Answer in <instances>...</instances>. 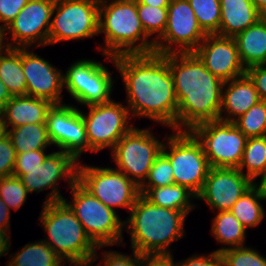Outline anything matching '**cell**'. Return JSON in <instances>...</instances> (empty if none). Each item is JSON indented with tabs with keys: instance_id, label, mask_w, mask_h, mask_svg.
<instances>
[{
	"instance_id": "obj_1",
	"label": "cell",
	"mask_w": 266,
	"mask_h": 266,
	"mask_svg": "<svg viewBox=\"0 0 266 266\" xmlns=\"http://www.w3.org/2000/svg\"><path fill=\"white\" fill-rule=\"evenodd\" d=\"M119 70L131 117L149 118L177 131L178 101L169 64L163 54L106 55Z\"/></svg>"
},
{
	"instance_id": "obj_2",
	"label": "cell",
	"mask_w": 266,
	"mask_h": 266,
	"mask_svg": "<svg viewBox=\"0 0 266 266\" xmlns=\"http://www.w3.org/2000/svg\"><path fill=\"white\" fill-rule=\"evenodd\" d=\"M178 101L177 131L219 119L223 81L194 52L164 54ZM185 128V129H183Z\"/></svg>"
},
{
	"instance_id": "obj_3",
	"label": "cell",
	"mask_w": 266,
	"mask_h": 266,
	"mask_svg": "<svg viewBox=\"0 0 266 266\" xmlns=\"http://www.w3.org/2000/svg\"><path fill=\"white\" fill-rule=\"evenodd\" d=\"M186 217L183 211L155 206L140 195L124 221L132 250L139 254L171 253V243L185 236Z\"/></svg>"
},
{
	"instance_id": "obj_4",
	"label": "cell",
	"mask_w": 266,
	"mask_h": 266,
	"mask_svg": "<svg viewBox=\"0 0 266 266\" xmlns=\"http://www.w3.org/2000/svg\"><path fill=\"white\" fill-rule=\"evenodd\" d=\"M108 1L99 0L98 32L105 35V46H99L102 54L116 57L153 53L155 42L141 24L137 0H113L109 4ZM138 41L141 42L137 44Z\"/></svg>"
},
{
	"instance_id": "obj_5",
	"label": "cell",
	"mask_w": 266,
	"mask_h": 266,
	"mask_svg": "<svg viewBox=\"0 0 266 266\" xmlns=\"http://www.w3.org/2000/svg\"><path fill=\"white\" fill-rule=\"evenodd\" d=\"M41 226L48 233L43 240L62 260L93 257L97 246L83 229L70 207L62 200L42 205Z\"/></svg>"
},
{
	"instance_id": "obj_6",
	"label": "cell",
	"mask_w": 266,
	"mask_h": 266,
	"mask_svg": "<svg viewBox=\"0 0 266 266\" xmlns=\"http://www.w3.org/2000/svg\"><path fill=\"white\" fill-rule=\"evenodd\" d=\"M72 201H63L70 207L83 229L97 246H111L123 243L124 221L116 211L105 206L87 191L78 181L71 187ZM73 203V204H72Z\"/></svg>"
},
{
	"instance_id": "obj_7",
	"label": "cell",
	"mask_w": 266,
	"mask_h": 266,
	"mask_svg": "<svg viewBox=\"0 0 266 266\" xmlns=\"http://www.w3.org/2000/svg\"><path fill=\"white\" fill-rule=\"evenodd\" d=\"M166 140L161 152L171 163L175 184L197 196L211 168L201 143L190 131H177Z\"/></svg>"
},
{
	"instance_id": "obj_8",
	"label": "cell",
	"mask_w": 266,
	"mask_h": 266,
	"mask_svg": "<svg viewBox=\"0 0 266 266\" xmlns=\"http://www.w3.org/2000/svg\"><path fill=\"white\" fill-rule=\"evenodd\" d=\"M190 132L201 143L211 167L238 168L248 138L234 122L209 121L197 125Z\"/></svg>"
},
{
	"instance_id": "obj_9",
	"label": "cell",
	"mask_w": 266,
	"mask_h": 266,
	"mask_svg": "<svg viewBox=\"0 0 266 266\" xmlns=\"http://www.w3.org/2000/svg\"><path fill=\"white\" fill-rule=\"evenodd\" d=\"M160 142L149 129L133 127L114 146L112 158L117 169L138 187L146 180L155 158L161 153Z\"/></svg>"
},
{
	"instance_id": "obj_10",
	"label": "cell",
	"mask_w": 266,
	"mask_h": 266,
	"mask_svg": "<svg viewBox=\"0 0 266 266\" xmlns=\"http://www.w3.org/2000/svg\"><path fill=\"white\" fill-rule=\"evenodd\" d=\"M52 18L48 45L92 38L99 34V0H55Z\"/></svg>"
},
{
	"instance_id": "obj_11",
	"label": "cell",
	"mask_w": 266,
	"mask_h": 266,
	"mask_svg": "<svg viewBox=\"0 0 266 266\" xmlns=\"http://www.w3.org/2000/svg\"><path fill=\"white\" fill-rule=\"evenodd\" d=\"M77 181L105 206L113 209L134 206L140 196L139 187L123 172L114 168L83 165L77 167Z\"/></svg>"
},
{
	"instance_id": "obj_12",
	"label": "cell",
	"mask_w": 266,
	"mask_h": 266,
	"mask_svg": "<svg viewBox=\"0 0 266 266\" xmlns=\"http://www.w3.org/2000/svg\"><path fill=\"white\" fill-rule=\"evenodd\" d=\"M88 114L82 113L89 151L99 152L114 148L115 144L134 126L127 106L120 102H110L88 106ZM128 123V124H127Z\"/></svg>"
},
{
	"instance_id": "obj_13",
	"label": "cell",
	"mask_w": 266,
	"mask_h": 266,
	"mask_svg": "<svg viewBox=\"0 0 266 266\" xmlns=\"http://www.w3.org/2000/svg\"><path fill=\"white\" fill-rule=\"evenodd\" d=\"M206 36L189 1L171 0L167 25L163 35L155 42L154 52L163 55L194 52Z\"/></svg>"
},
{
	"instance_id": "obj_14",
	"label": "cell",
	"mask_w": 266,
	"mask_h": 266,
	"mask_svg": "<svg viewBox=\"0 0 266 266\" xmlns=\"http://www.w3.org/2000/svg\"><path fill=\"white\" fill-rule=\"evenodd\" d=\"M64 88L79 104L87 106L110 102L113 91L111 73L102 63L78 60L63 74Z\"/></svg>"
},
{
	"instance_id": "obj_15",
	"label": "cell",
	"mask_w": 266,
	"mask_h": 266,
	"mask_svg": "<svg viewBox=\"0 0 266 266\" xmlns=\"http://www.w3.org/2000/svg\"><path fill=\"white\" fill-rule=\"evenodd\" d=\"M78 162L72 155L57 151L50 153L46 159L33 169H13V175L19 177L28 192H40L52 188L43 202L52 203L64 198L57 187L62 177L71 187L77 181Z\"/></svg>"
},
{
	"instance_id": "obj_16",
	"label": "cell",
	"mask_w": 266,
	"mask_h": 266,
	"mask_svg": "<svg viewBox=\"0 0 266 266\" xmlns=\"http://www.w3.org/2000/svg\"><path fill=\"white\" fill-rule=\"evenodd\" d=\"M55 0H29L15 19L5 28L12 42H6L9 48H30L47 46Z\"/></svg>"
},
{
	"instance_id": "obj_17",
	"label": "cell",
	"mask_w": 266,
	"mask_h": 266,
	"mask_svg": "<svg viewBox=\"0 0 266 266\" xmlns=\"http://www.w3.org/2000/svg\"><path fill=\"white\" fill-rule=\"evenodd\" d=\"M46 126L52 145L72 155L77 161L89 151L82 112L72 105H53L47 113Z\"/></svg>"
},
{
	"instance_id": "obj_18",
	"label": "cell",
	"mask_w": 266,
	"mask_h": 266,
	"mask_svg": "<svg viewBox=\"0 0 266 266\" xmlns=\"http://www.w3.org/2000/svg\"><path fill=\"white\" fill-rule=\"evenodd\" d=\"M254 182L238 168L211 167L197 199L204 200L218 212L230 211L234 203L252 186Z\"/></svg>"
},
{
	"instance_id": "obj_19",
	"label": "cell",
	"mask_w": 266,
	"mask_h": 266,
	"mask_svg": "<svg viewBox=\"0 0 266 266\" xmlns=\"http://www.w3.org/2000/svg\"><path fill=\"white\" fill-rule=\"evenodd\" d=\"M194 53L205 68L223 82L246 74L234 37L207 34Z\"/></svg>"
},
{
	"instance_id": "obj_20",
	"label": "cell",
	"mask_w": 266,
	"mask_h": 266,
	"mask_svg": "<svg viewBox=\"0 0 266 266\" xmlns=\"http://www.w3.org/2000/svg\"><path fill=\"white\" fill-rule=\"evenodd\" d=\"M22 48V69L26 78V95L44 99L57 105L62 104L64 87L62 72L49 61Z\"/></svg>"
},
{
	"instance_id": "obj_21",
	"label": "cell",
	"mask_w": 266,
	"mask_h": 266,
	"mask_svg": "<svg viewBox=\"0 0 266 266\" xmlns=\"http://www.w3.org/2000/svg\"><path fill=\"white\" fill-rule=\"evenodd\" d=\"M259 101L255 85L247 74L226 81L222 86L219 120L234 122ZM223 112L226 115L223 116Z\"/></svg>"
},
{
	"instance_id": "obj_22",
	"label": "cell",
	"mask_w": 266,
	"mask_h": 266,
	"mask_svg": "<svg viewBox=\"0 0 266 266\" xmlns=\"http://www.w3.org/2000/svg\"><path fill=\"white\" fill-rule=\"evenodd\" d=\"M54 104L31 96H13L1 109L8 128L26 124L46 123L47 113Z\"/></svg>"
},
{
	"instance_id": "obj_23",
	"label": "cell",
	"mask_w": 266,
	"mask_h": 266,
	"mask_svg": "<svg viewBox=\"0 0 266 266\" xmlns=\"http://www.w3.org/2000/svg\"><path fill=\"white\" fill-rule=\"evenodd\" d=\"M220 10V28L216 34L223 37H235L263 17L252 0H220Z\"/></svg>"
},
{
	"instance_id": "obj_24",
	"label": "cell",
	"mask_w": 266,
	"mask_h": 266,
	"mask_svg": "<svg viewBox=\"0 0 266 266\" xmlns=\"http://www.w3.org/2000/svg\"><path fill=\"white\" fill-rule=\"evenodd\" d=\"M241 63L248 67L266 64V16L234 37Z\"/></svg>"
},
{
	"instance_id": "obj_25",
	"label": "cell",
	"mask_w": 266,
	"mask_h": 266,
	"mask_svg": "<svg viewBox=\"0 0 266 266\" xmlns=\"http://www.w3.org/2000/svg\"><path fill=\"white\" fill-rule=\"evenodd\" d=\"M142 195L151 204L172 210H180L187 215L195 208L191 198L196 196L186 187L172 184L156 188H139Z\"/></svg>"
},
{
	"instance_id": "obj_26",
	"label": "cell",
	"mask_w": 266,
	"mask_h": 266,
	"mask_svg": "<svg viewBox=\"0 0 266 266\" xmlns=\"http://www.w3.org/2000/svg\"><path fill=\"white\" fill-rule=\"evenodd\" d=\"M0 79L12 96H25L27 82L22 69V48H7L0 53Z\"/></svg>"
},
{
	"instance_id": "obj_27",
	"label": "cell",
	"mask_w": 266,
	"mask_h": 266,
	"mask_svg": "<svg viewBox=\"0 0 266 266\" xmlns=\"http://www.w3.org/2000/svg\"><path fill=\"white\" fill-rule=\"evenodd\" d=\"M212 224L211 233L217 242L228 245V247L219 248L216 252L221 253L229 248L245 246L246 228L230 211L218 212Z\"/></svg>"
},
{
	"instance_id": "obj_28",
	"label": "cell",
	"mask_w": 266,
	"mask_h": 266,
	"mask_svg": "<svg viewBox=\"0 0 266 266\" xmlns=\"http://www.w3.org/2000/svg\"><path fill=\"white\" fill-rule=\"evenodd\" d=\"M8 136L11 138L16 153L46 149L52 145L48 137L46 123H29L9 128Z\"/></svg>"
},
{
	"instance_id": "obj_29",
	"label": "cell",
	"mask_w": 266,
	"mask_h": 266,
	"mask_svg": "<svg viewBox=\"0 0 266 266\" xmlns=\"http://www.w3.org/2000/svg\"><path fill=\"white\" fill-rule=\"evenodd\" d=\"M264 200L259 188L254 184L232 206L230 212L247 229L258 226L264 218V208L260 201Z\"/></svg>"
},
{
	"instance_id": "obj_30",
	"label": "cell",
	"mask_w": 266,
	"mask_h": 266,
	"mask_svg": "<svg viewBox=\"0 0 266 266\" xmlns=\"http://www.w3.org/2000/svg\"><path fill=\"white\" fill-rule=\"evenodd\" d=\"M6 266H56L61 258L43 240L24 245Z\"/></svg>"
},
{
	"instance_id": "obj_31",
	"label": "cell",
	"mask_w": 266,
	"mask_h": 266,
	"mask_svg": "<svg viewBox=\"0 0 266 266\" xmlns=\"http://www.w3.org/2000/svg\"><path fill=\"white\" fill-rule=\"evenodd\" d=\"M238 169L254 183L266 174V136L247 139Z\"/></svg>"
},
{
	"instance_id": "obj_32",
	"label": "cell",
	"mask_w": 266,
	"mask_h": 266,
	"mask_svg": "<svg viewBox=\"0 0 266 266\" xmlns=\"http://www.w3.org/2000/svg\"><path fill=\"white\" fill-rule=\"evenodd\" d=\"M234 124L247 138L266 136V102L254 104Z\"/></svg>"
},
{
	"instance_id": "obj_33",
	"label": "cell",
	"mask_w": 266,
	"mask_h": 266,
	"mask_svg": "<svg viewBox=\"0 0 266 266\" xmlns=\"http://www.w3.org/2000/svg\"><path fill=\"white\" fill-rule=\"evenodd\" d=\"M199 26L206 34H216L220 28V0H188Z\"/></svg>"
},
{
	"instance_id": "obj_34",
	"label": "cell",
	"mask_w": 266,
	"mask_h": 266,
	"mask_svg": "<svg viewBox=\"0 0 266 266\" xmlns=\"http://www.w3.org/2000/svg\"><path fill=\"white\" fill-rule=\"evenodd\" d=\"M137 12L145 33L156 42L164 33L167 25L168 7H155L140 4L137 1Z\"/></svg>"
},
{
	"instance_id": "obj_35",
	"label": "cell",
	"mask_w": 266,
	"mask_h": 266,
	"mask_svg": "<svg viewBox=\"0 0 266 266\" xmlns=\"http://www.w3.org/2000/svg\"><path fill=\"white\" fill-rule=\"evenodd\" d=\"M29 192L22 184L19 177L14 175L0 178V198L11 210L20 209L26 201Z\"/></svg>"
},
{
	"instance_id": "obj_36",
	"label": "cell",
	"mask_w": 266,
	"mask_h": 266,
	"mask_svg": "<svg viewBox=\"0 0 266 266\" xmlns=\"http://www.w3.org/2000/svg\"><path fill=\"white\" fill-rule=\"evenodd\" d=\"M220 255L222 266H266V257L246 246L226 249Z\"/></svg>"
},
{
	"instance_id": "obj_37",
	"label": "cell",
	"mask_w": 266,
	"mask_h": 266,
	"mask_svg": "<svg viewBox=\"0 0 266 266\" xmlns=\"http://www.w3.org/2000/svg\"><path fill=\"white\" fill-rule=\"evenodd\" d=\"M175 184L169 159L161 152L149 170L145 182L139 188H156Z\"/></svg>"
},
{
	"instance_id": "obj_38",
	"label": "cell",
	"mask_w": 266,
	"mask_h": 266,
	"mask_svg": "<svg viewBox=\"0 0 266 266\" xmlns=\"http://www.w3.org/2000/svg\"><path fill=\"white\" fill-rule=\"evenodd\" d=\"M16 152L9 136L0 140V178L13 175Z\"/></svg>"
},
{
	"instance_id": "obj_39",
	"label": "cell",
	"mask_w": 266,
	"mask_h": 266,
	"mask_svg": "<svg viewBox=\"0 0 266 266\" xmlns=\"http://www.w3.org/2000/svg\"><path fill=\"white\" fill-rule=\"evenodd\" d=\"M103 265L101 266H140V254L133 250V257L118 251H104Z\"/></svg>"
},
{
	"instance_id": "obj_40",
	"label": "cell",
	"mask_w": 266,
	"mask_h": 266,
	"mask_svg": "<svg viewBox=\"0 0 266 266\" xmlns=\"http://www.w3.org/2000/svg\"><path fill=\"white\" fill-rule=\"evenodd\" d=\"M48 155L45 153V149L16 153L14 169H33L41 164Z\"/></svg>"
},
{
	"instance_id": "obj_41",
	"label": "cell",
	"mask_w": 266,
	"mask_h": 266,
	"mask_svg": "<svg viewBox=\"0 0 266 266\" xmlns=\"http://www.w3.org/2000/svg\"><path fill=\"white\" fill-rule=\"evenodd\" d=\"M29 0H0V22L6 28Z\"/></svg>"
},
{
	"instance_id": "obj_42",
	"label": "cell",
	"mask_w": 266,
	"mask_h": 266,
	"mask_svg": "<svg viewBox=\"0 0 266 266\" xmlns=\"http://www.w3.org/2000/svg\"><path fill=\"white\" fill-rule=\"evenodd\" d=\"M246 74L254 83L260 100L266 102V64L248 67Z\"/></svg>"
},
{
	"instance_id": "obj_43",
	"label": "cell",
	"mask_w": 266,
	"mask_h": 266,
	"mask_svg": "<svg viewBox=\"0 0 266 266\" xmlns=\"http://www.w3.org/2000/svg\"><path fill=\"white\" fill-rule=\"evenodd\" d=\"M175 266H222L220 253L213 251L207 255H194L188 259L175 263Z\"/></svg>"
},
{
	"instance_id": "obj_44",
	"label": "cell",
	"mask_w": 266,
	"mask_h": 266,
	"mask_svg": "<svg viewBox=\"0 0 266 266\" xmlns=\"http://www.w3.org/2000/svg\"><path fill=\"white\" fill-rule=\"evenodd\" d=\"M172 253L140 254V266H175Z\"/></svg>"
},
{
	"instance_id": "obj_45",
	"label": "cell",
	"mask_w": 266,
	"mask_h": 266,
	"mask_svg": "<svg viewBox=\"0 0 266 266\" xmlns=\"http://www.w3.org/2000/svg\"><path fill=\"white\" fill-rule=\"evenodd\" d=\"M10 209L0 198V230L9 231L10 227Z\"/></svg>"
},
{
	"instance_id": "obj_46",
	"label": "cell",
	"mask_w": 266,
	"mask_h": 266,
	"mask_svg": "<svg viewBox=\"0 0 266 266\" xmlns=\"http://www.w3.org/2000/svg\"><path fill=\"white\" fill-rule=\"evenodd\" d=\"M97 252L94 253L93 257L90 258H86V259H81V260H67L68 264H70L71 266H90L92 263H94L96 261V259H98L99 256H97ZM66 260H62L56 265V266H64L66 263Z\"/></svg>"
},
{
	"instance_id": "obj_47",
	"label": "cell",
	"mask_w": 266,
	"mask_h": 266,
	"mask_svg": "<svg viewBox=\"0 0 266 266\" xmlns=\"http://www.w3.org/2000/svg\"><path fill=\"white\" fill-rule=\"evenodd\" d=\"M8 231L0 230V257L7 255L10 249V237L7 235Z\"/></svg>"
},
{
	"instance_id": "obj_48",
	"label": "cell",
	"mask_w": 266,
	"mask_h": 266,
	"mask_svg": "<svg viewBox=\"0 0 266 266\" xmlns=\"http://www.w3.org/2000/svg\"><path fill=\"white\" fill-rule=\"evenodd\" d=\"M8 88L0 79V109L12 98Z\"/></svg>"
},
{
	"instance_id": "obj_49",
	"label": "cell",
	"mask_w": 266,
	"mask_h": 266,
	"mask_svg": "<svg viewBox=\"0 0 266 266\" xmlns=\"http://www.w3.org/2000/svg\"><path fill=\"white\" fill-rule=\"evenodd\" d=\"M140 4L155 6V7H168L171 0H137Z\"/></svg>"
},
{
	"instance_id": "obj_50",
	"label": "cell",
	"mask_w": 266,
	"mask_h": 266,
	"mask_svg": "<svg viewBox=\"0 0 266 266\" xmlns=\"http://www.w3.org/2000/svg\"><path fill=\"white\" fill-rule=\"evenodd\" d=\"M9 134V128L5 122L4 116L0 111V140L7 137Z\"/></svg>"
},
{
	"instance_id": "obj_51",
	"label": "cell",
	"mask_w": 266,
	"mask_h": 266,
	"mask_svg": "<svg viewBox=\"0 0 266 266\" xmlns=\"http://www.w3.org/2000/svg\"><path fill=\"white\" fill-rule=\"evenodd\" d=\"M260 190L261 196L264 200H266V174L261 176L260 183H254Z\"/></svg>"
},
{
	"instance_id": "obj_52",
	"label": "cell",
	"mask_w": 266,
	"mask_h": 266,
	"mask_svg": "<svg viewBox=\"0 0 266 266\" xmlns=\"http://www.w3.org/2000/svg\"><path fill=\"white\" fill-rule=\"evenodd\" d=\"M5 33H6L5 28L2 25H0V53L4 52V50L8 48L7 43L6 42L4 43L5 40L4 38L7 37Z\"/></svg>"
},
{
	"instance_id": "obj_53",
	"label": "cell",
	"mask_w": 266,
	"mask_h": 266,
	"mask_svg": "<svg viewBox=\"0 0 266 266\" xmlns=\"http://www.w3.org/2000/svg\"><path fill=\"white\" fill-rule=\"evenodd\" d=\"M257 10L263 15L266 16V0H252Z\"/></svg>"
}]
</instances>
